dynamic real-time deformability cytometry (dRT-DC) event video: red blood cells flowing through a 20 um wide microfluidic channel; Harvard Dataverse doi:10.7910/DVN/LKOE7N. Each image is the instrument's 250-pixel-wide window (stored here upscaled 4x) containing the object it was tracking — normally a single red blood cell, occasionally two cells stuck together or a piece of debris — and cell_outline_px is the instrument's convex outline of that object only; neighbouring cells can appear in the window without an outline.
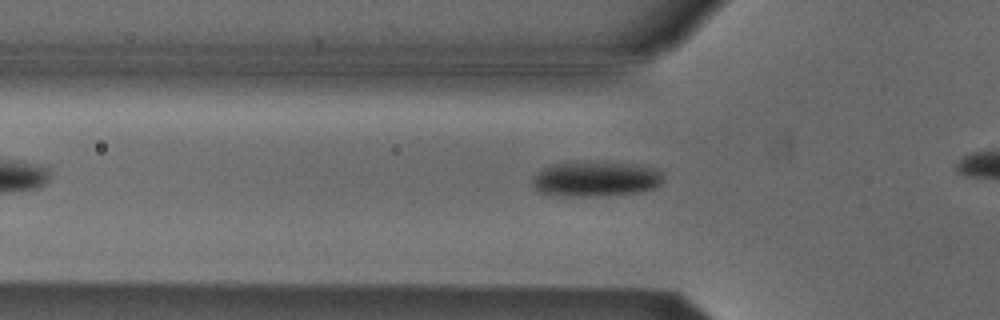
{"species": "Egyptian fruit bat (a non-hibernating species)", "species_latin": "Rousettus aegyptiacus", "temperature_condition": "cold", "stored_images_in_passage": 37, "camera_frame_rate_fps": 3000, "um_per_image_px": 0.085, "animal": {"sex": "male"}, "frame": {"image": 1, "passage_image": 11, "time_ms": 3.333, "image_size_px": [1000, 320], "cell_outline_px": [[664, 180], [660, 184], [652, 188], [640, 192], [592, 196], [552, 196], [540, 192], [532, 184], [532, 176], [536, 172], [552, 164], [584, 160], [596, 160], [640, 164], [660, 168]], "centroid_in_image_um": [50.64, 15.17], "position_along_channel_um": 75.2, "area_um2": 27.8}}
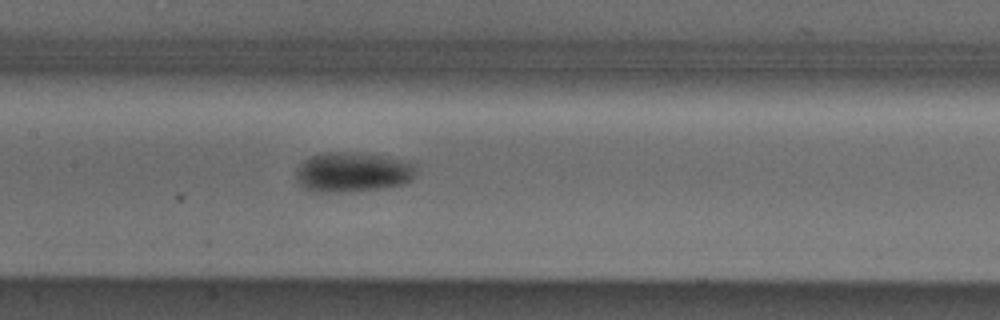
{"frame": {"image": 2, "passage_image": 19, "time_ms": 6.0, "image_size_px": [1000, 320], "cell_outline_px": [[416, 172], [412, 180], [404, 184], [388, 188], [352, 192], [312, 192], [304, 188], [296, 180], [296, 172], [300, 164], [304, 160], [312, 156], [324, 152], [356, 152], [388, 156], [408, 160], [416, 164]], "centroid_in_image_um": [30.03, 14.64], "position_along_channel_um": 177.4, "area_um2": 28.67}}
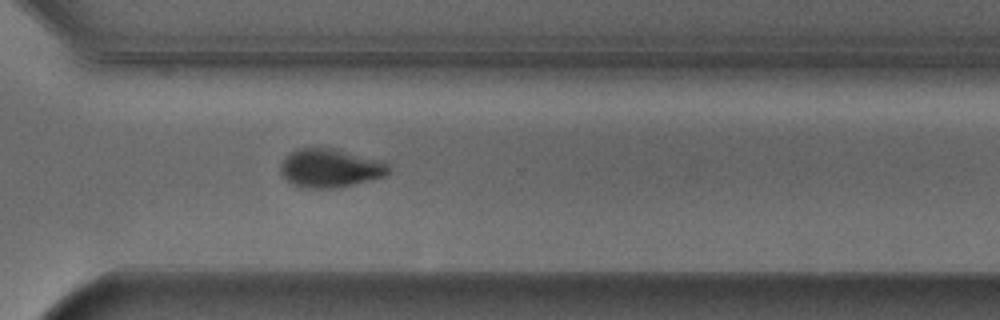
{"frame": {"image": 3, "passage_image": 32, "time_ms": 10.333, "image_size_px": [1000, 320], "cell_outline_px": [[392, 168], [384, 176], [352, 184], [332, 188], [304, 188], [292, 184], [280, 172], [280, 168], [284, 160], [296, 148], [332, 148], [384, 160]], "centroid_in_image_um": [28.1, 14.28], "position_along_channel_um": 342.5, "area_um2": 24.1}}